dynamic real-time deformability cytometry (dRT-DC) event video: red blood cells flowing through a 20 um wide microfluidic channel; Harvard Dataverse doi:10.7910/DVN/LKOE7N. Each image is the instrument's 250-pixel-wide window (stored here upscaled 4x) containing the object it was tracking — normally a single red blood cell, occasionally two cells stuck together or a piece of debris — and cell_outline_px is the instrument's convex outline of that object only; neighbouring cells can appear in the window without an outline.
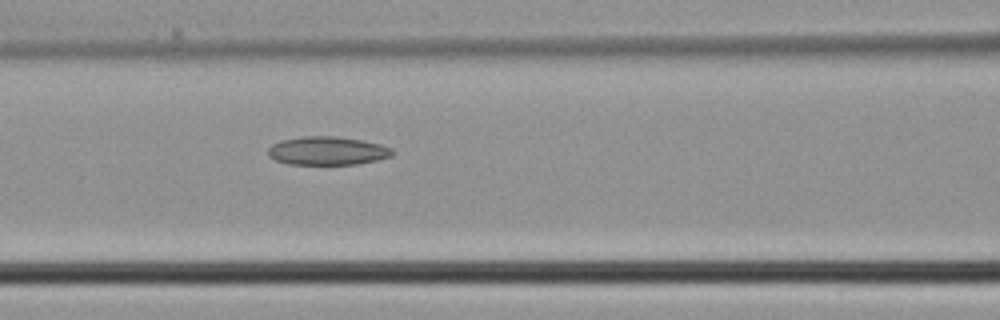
{"species": "common noctule bat (a hibernating species)", "species_latin": "Nyctalus noctula", "temperature_condition": "cold", "stored_images_in_passage": 3, "camera_frame_rate_fps": 3000, "um_per_image_px": 0.085, "animal": {"sex": "male", "body_mass_g": 21.5, "forearm_length_mm": 52.0}, "frame": {"image": 1, "passage_image": 3, "time_ms": 0.667, "image_size_px": [1000, 320], "cell_outline_px": [[392, 156], [376, 160], [356, 164], [288, 164], [276, 160], [268, 156], [268, 148], [272, 144], [280, 140], [304, 136], [336, 136], [360, 140], [380, 144], [392, 148]], "centroid_in_image_um": [27.79, 12.81], "position_along_channel_um": 138.8, "area_um2": 20.52}}